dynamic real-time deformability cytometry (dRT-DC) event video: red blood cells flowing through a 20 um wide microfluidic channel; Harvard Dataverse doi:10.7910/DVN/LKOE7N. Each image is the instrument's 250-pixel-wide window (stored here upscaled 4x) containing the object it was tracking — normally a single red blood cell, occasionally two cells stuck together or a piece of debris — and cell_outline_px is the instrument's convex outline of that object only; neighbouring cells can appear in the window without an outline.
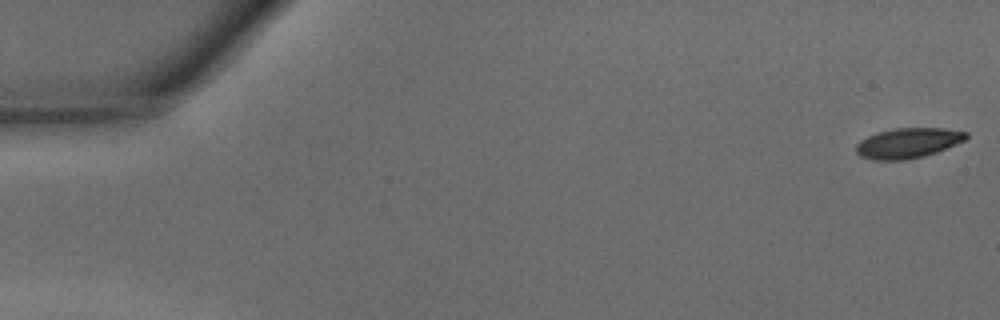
{"species": "common noctule bat (a hibernating species)", "species_latin": "Nyctalus noctula", "temperature_condition": "warm", "stored_images_in_passage": 47, "camera_frame_rate_fps": 3000, "um_per_image_px": 0.085, "animal": {"sex": "male", "body_mass_g": 15.6}, "frame": {"image": 1, "passage_image": 1, "time_ms": 0.0, "image_size_px": [1000, 320], "cell_outline_px": [[968, 136], [964, 140], [936, 152], [924, 156], [904, 160], [872, 160], [860, 156], [856, 152], [856, 144], [860, 140], [868, 136], [880, 132], [896, 128], [944, 128], [968, 132]], "centroid_in_image_um": [77.16, 12.16], "position_along_channel_um": 7.8, "area_um2": 19.19}}
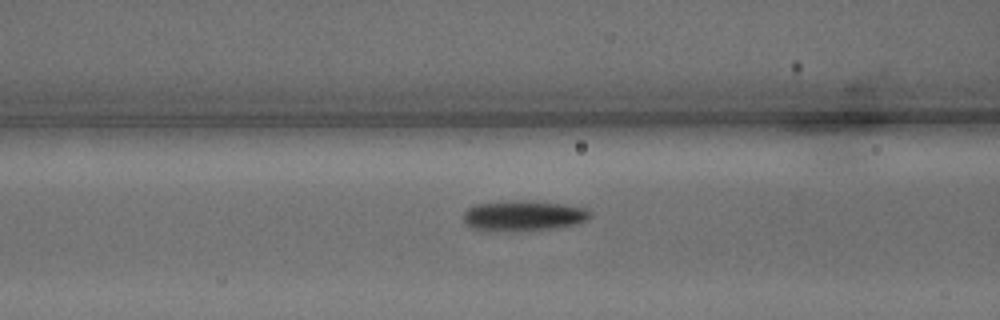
{"frame": {"image": 2, "passage_image": 19, "time_ms": 6.0, "image_size_px": [1000, 320], "cell_outline_px": [[592, 216], [588, 220], [580, 224], [556, 228], [516, 232], [512, 232], [472, 228], [464, 224], [464, 212], [468, 208], [480, 204], [508, 200], [524, 200], [564, 204], [588, 208], [592, 212]], "centroid_in_image_um": [44.57, 18.35], "position_along_channel_um": 122.0, "area_um2": 22.95}}
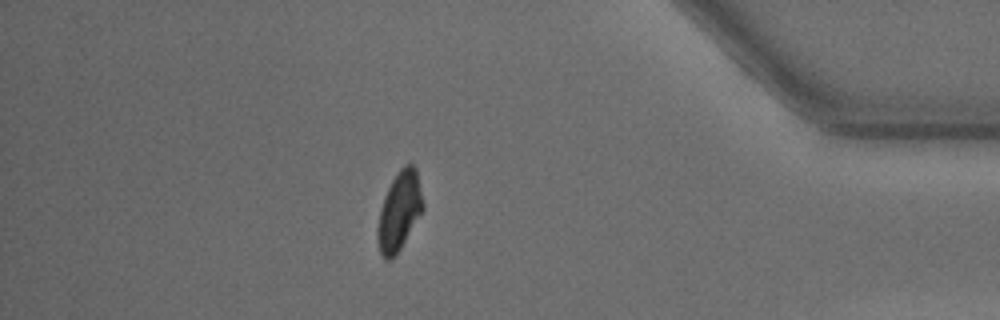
{"frame": {"image": 3, "passage_image": 41, "time_ms": 13.333, "image_size_px": [1000, 320], "cell_outline_px": [[424, 208], [400, 248], [388, 260], [384, 260], [380, 252], [376, 228], [380, 208], [384, 196], [396, 172], [404, 164], [412, 164], [416, 168], [424, 204]], "centroid_in_image_um": [33.93, 17.89], "position_along_channel_um": 401.3, "area_um2": 20.58}, "authors_computed_cell_mechanics": {"area_um2": 21.1548, "velocity_mm_per_s": 4.3229, "shape_relaxation_time_tau1_ms": 2.9711, "shape_relaxation_time_tau2_ms": 5.9595, "deformation_change_tau1": 0.1338, "deformation_change_tau2": 0.1386}}